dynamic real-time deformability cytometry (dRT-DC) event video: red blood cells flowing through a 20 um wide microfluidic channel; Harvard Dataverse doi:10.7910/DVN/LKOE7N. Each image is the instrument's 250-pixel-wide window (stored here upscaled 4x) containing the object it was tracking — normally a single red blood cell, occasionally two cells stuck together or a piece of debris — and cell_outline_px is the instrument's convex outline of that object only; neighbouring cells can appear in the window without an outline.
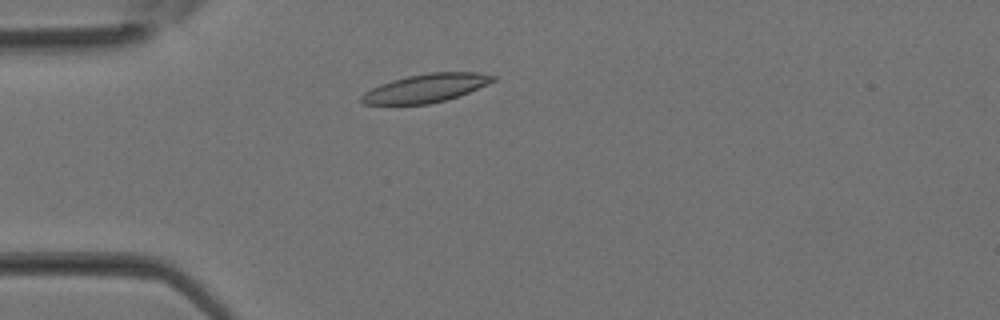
{"species": "Egyptian fruit bat (a non-hibernating species)", "species_latin": "Rousettus aegyptiacus", "temperature_condition": "room temperature", "stored_images_in_passage": 30, "camera_frame_rate_fps": 3000, "um_per_image_px": 0.085, "animal": {"sex": "female"}, "frame": {"image": 1, "passage_image": 5, "time_ms": 1.333, "image_size_px": [1000, 320], "cell_outline_px": [[500, 76], [496, 80], [488, 84], [460, 96], [428, 104], [364, 104], [360, 100], [360, 96], [364, 92], [380, 84], [392, 80], [408, 76], [428, 72], [480, 72]], "centroid_in_image_um": [36.25, 7.47], "position_along_channel_um": 48.7, "area_um2": 21.91}}
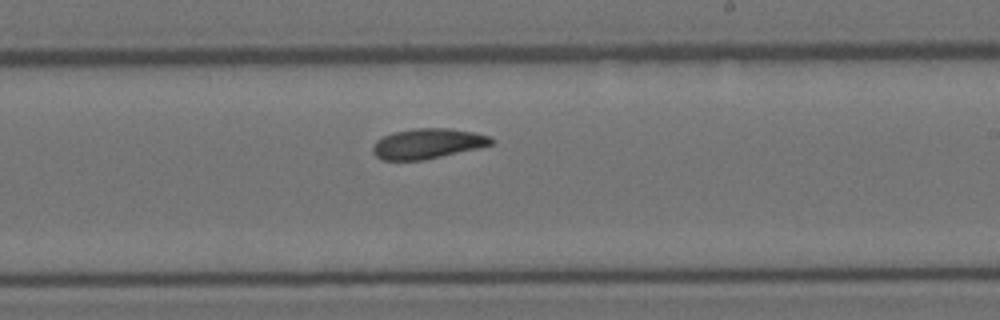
{"frame": {"image": 2, "passage_image": 16, "time_ms": 5.0, "image_size_px": [1000, 320], "cell_outline_px": [[496, 140], [492, 144], [476, 148], [424, 160], [380, 160], [372, 152], [372, 148], [376, 140], [392, 132], [416, 128], [448, 128], [472, 132], [488, 136]], "centroid_in_image_um": [36.3, 12.21], "position_along_channel_um": 252.7, "area_um2": 20.69}}
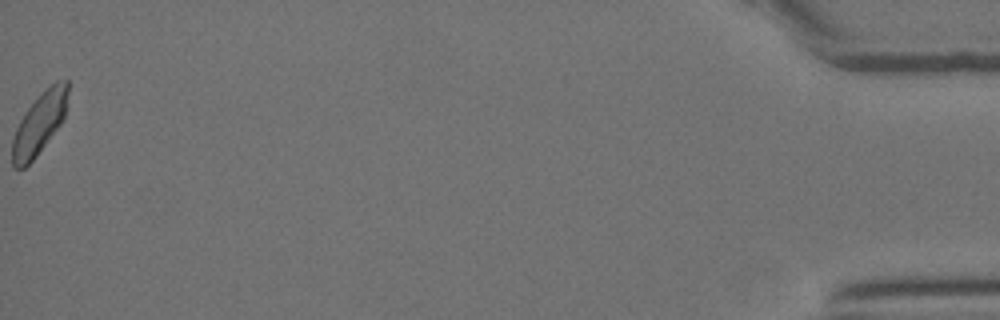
{"frame": {"image": 3, "passage_image": 30, "time_ms": 9.667, "image_size_px": [1000, 320], "cell_outline_px": [[68, 92], [64, 116], [60, 124], [36, 156], [24, 168], [12, 168], [12, 140], [16, 128], [24, 112], [44, 88], [56, 80], [68, 80]], "centroid_in_image_um": [3.33, 10.46], "position_along_channel_um": 431.9, "area_um2": 19.88}}